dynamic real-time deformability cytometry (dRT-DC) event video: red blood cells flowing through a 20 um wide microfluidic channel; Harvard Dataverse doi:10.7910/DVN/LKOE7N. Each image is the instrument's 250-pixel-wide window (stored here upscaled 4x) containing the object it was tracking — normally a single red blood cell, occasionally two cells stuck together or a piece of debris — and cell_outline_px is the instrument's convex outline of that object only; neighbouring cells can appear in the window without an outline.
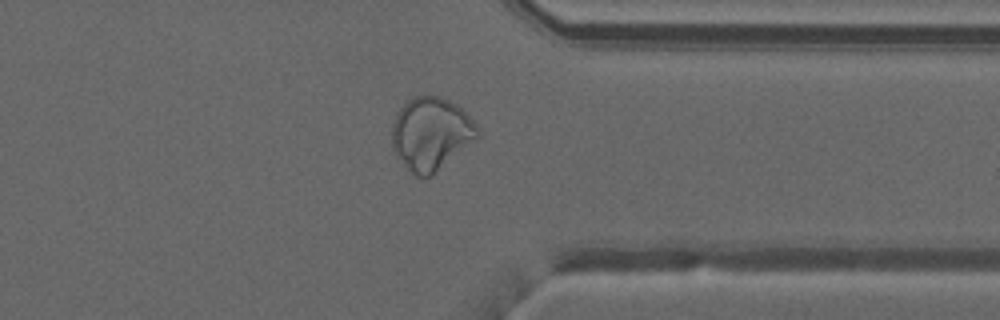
{"species": "common noctule bat (a hibernating species)", "species_latin": "Nyctalus noctula", "temperature_condition": "warm", "stored_images_in_passage": 50, "camera_frame_rate_fps": 3000, "um_per_image_px": 0.085, "animal": {"sex": "male", "forearm_length_mm": 52.5}, "frame": {"image": 1, "passage_image": 39, "time_ms": 12.667, "image_size_px": [1000, 320], "cell_outline_px": [[480, 136], [476, 140], [428, 176], [416, 176], [392, 152], [392, 124], [396, 112], [408, 100], [416, 96], [440, 96], [456, 104], [476, 124], [480, 132]], "centroid_in_image_um": [36.61, 11.34], "position_along_channel_um": 374.8, "area_um2": 35.84}}
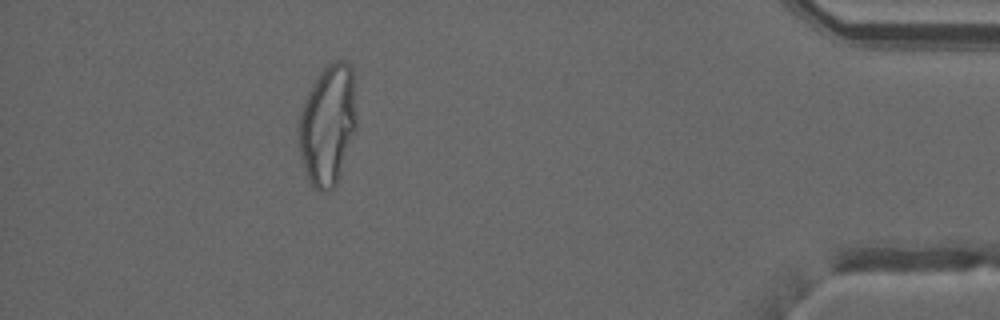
{"frame": {"image": 2, "passage_image": 45, "time_ms": 14.667, "image_size_px": [1000, 320], "cell_outline_px": [[356, 128], [340, 176], [336, 184], [332, 188], [320, 192], [308, 180], [300, 152], [296, 128], [300, 112], [304, 100], [312, 84], [324, 64], [336, 60], [344, 60], [352, 68], [356, 116]], "centroid_in_image_um": [27.84, 10.58], "position_along_channel_um": 407.4, "area_um2": 40.92}}